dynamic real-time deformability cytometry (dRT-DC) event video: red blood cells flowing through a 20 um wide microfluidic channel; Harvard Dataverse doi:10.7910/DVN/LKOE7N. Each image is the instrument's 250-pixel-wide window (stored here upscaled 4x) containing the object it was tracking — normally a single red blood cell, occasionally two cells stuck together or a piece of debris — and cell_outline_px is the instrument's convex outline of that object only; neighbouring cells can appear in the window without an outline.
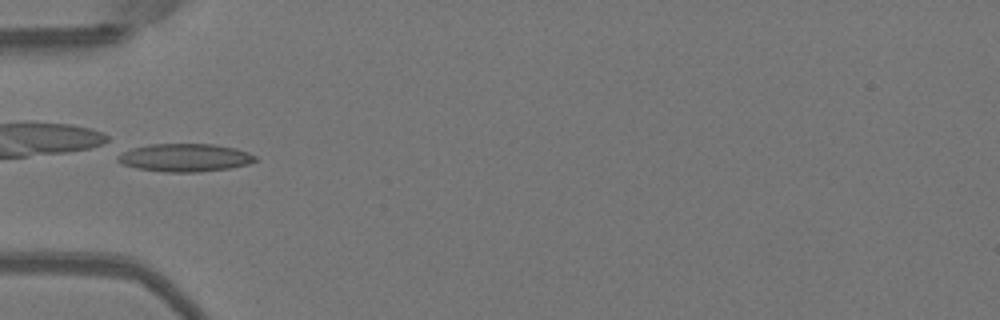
{"species": "Egyptian fruit bat (a non-hibernating species)", "species_latin": "Rousettus aegyptiacus", "temperature_condition": "warm", "stored_images_in_passage": 32, "camera_frame_rate_fps": 3000, "um_per_image_px": 0.085, "animal": {"sex": "female"}, "frame": {"image": 1, "passage_image": 1, "time_ms": 0.0, "image_size_px": [1000, 320], "cell_outline_px": [[256, 160], [248, 164], [232, 168], [200, 172], [164, 172], [136, 168], [120, 164], [116, 160], [116, 156], [132, 148], [148, 144], [212, 144], [236, 148], [248, 152], [256, 156]], "centroid_in_image_um": [15.7, 13.4], "position_along_channel_um": 69.3, "area_um2": 22.6}}
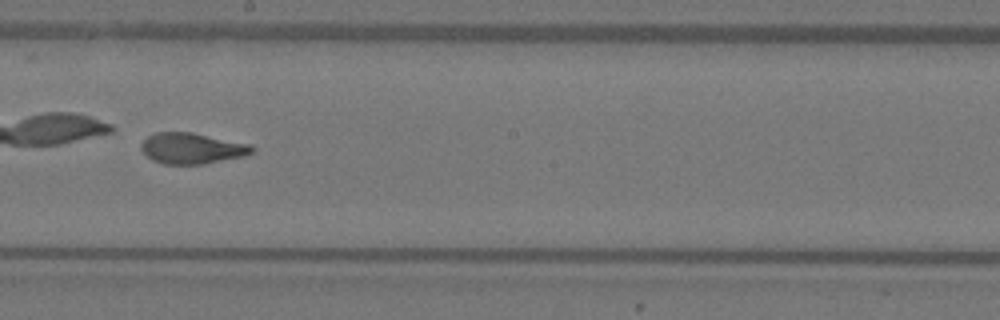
{"frame": {"image": 2, "passage_image": 13, "time_ms": 4.0, "image_size_px": [1000, 320], "cell_outline_px": [[256, 148], [252, 152], [244, 156], [204, 164], [164, 164], [152, 160], [140, 148], [140, 144], [148, 136], [156, 132], [192, 132], [252, 144]], "centroid_in_image_um": [16.34, 12.6], "position_along_channel_um": 231.9, "area_um2": 20.06}}
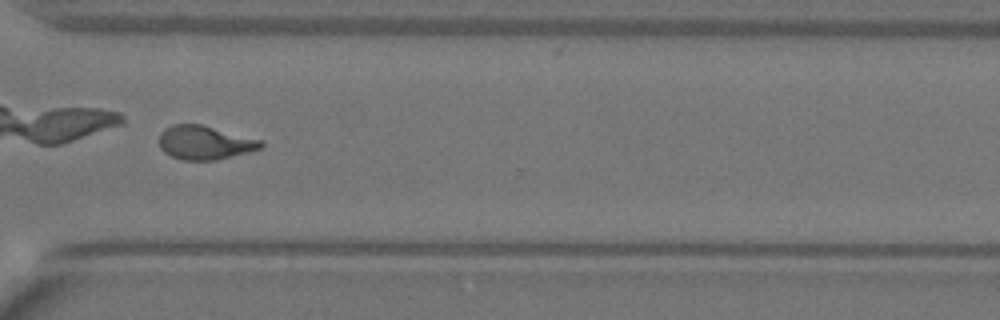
{"frame": {"image": 3, "passage_image": 22, "time_ms": 7.0, "image_size_px": [1000, 320], "cell_outline_px": [[264, 148], [216, 160], [184, 160], [172, 156], [164, 152], [160, 148], [160, 132], [164, 128], [172, 124], [200, 124], [264, 140]], "centroid_in_image_um": [17.44, 12.11], "position_along_channel_um": 353.2, "area_um2": 20.17}, "authors_computed_cell_mechanics": {"area_um2": 20.1722, "velocity_mm_per_s": 4.0525, "shape_relaxation_time_tau1_ms": 4.8778, "shape_relaxation_time_tau2_ms": 0.6424, "deformation_change_tau1": 0.1953, "deformation_change_tau2": 0.0719}}